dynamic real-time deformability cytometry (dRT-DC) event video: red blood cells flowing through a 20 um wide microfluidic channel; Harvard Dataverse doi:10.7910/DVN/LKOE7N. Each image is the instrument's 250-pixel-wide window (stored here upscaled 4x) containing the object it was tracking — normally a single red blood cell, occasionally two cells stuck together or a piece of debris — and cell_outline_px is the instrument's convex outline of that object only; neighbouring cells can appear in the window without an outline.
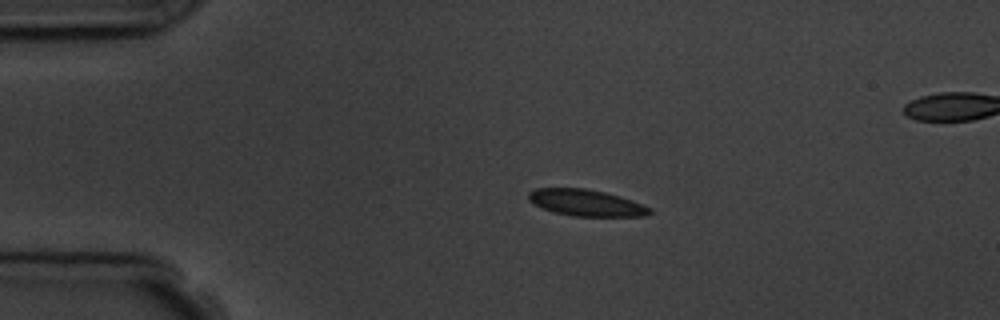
{"species": "common noctule bat (a hibernating species)", "species_latin": "Nyctalus noctula", "temperature_condition": "room temperature", "stored_images_in_passage": 5, "segment_of_instrument_passage": [1, 2], "camera_frame_rate_fps": 3000, "um_per_image_px": 0.085, "animal": {"sex": "male", "body_mass_g": 19.5, "forearm_length_mm": 54.6}, "frame": {"image": 1, "passage_image": 3, "time_ms": 2.333, "image_size_px": [1000, 320], "cell_outline_px": [[652, 212], [648, 216], [572, 216], [556, 212], [544, 208], [528, 200], [528, 192], [536, 188], [584, 188], [604, 192], [620, 196], [632, 200], [652, 208]], "centroid_in_image_um": [49.86, 17.23], "position_along_channel_um": 35.1, "area_um2": 18.61}}